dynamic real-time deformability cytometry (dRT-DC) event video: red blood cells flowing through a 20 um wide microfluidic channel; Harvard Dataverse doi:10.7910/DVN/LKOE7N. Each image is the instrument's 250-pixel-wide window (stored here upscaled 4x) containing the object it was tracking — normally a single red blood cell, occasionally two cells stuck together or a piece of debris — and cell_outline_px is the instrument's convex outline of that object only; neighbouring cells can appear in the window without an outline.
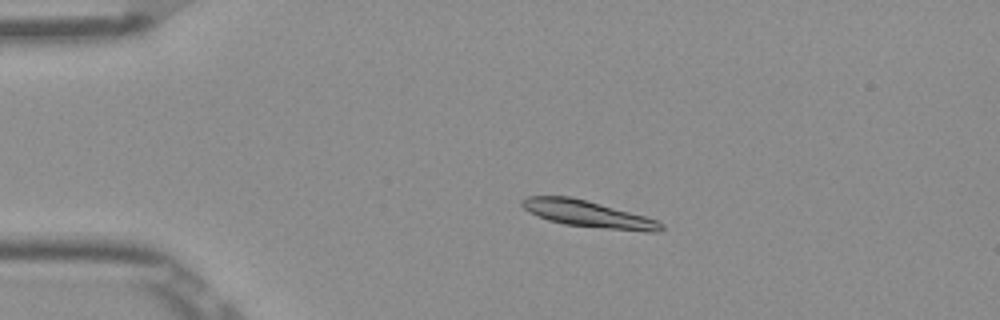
{"species": "Egyptian fruit bat (a non-hibernating species)", "species_latin": "Rousettus aegyptiacus", "temperature_condition": "room temperature", "stored_images_in_passage": 52, "camera_frame_rate_fps": 3000, "um_per_image_px": 0.085, "frame": {"image": 1, "passage_image": 11, "time_ms": 3.333, "image_size_px": [1000, 320], "cell_outline_px": [[664, 228], [660, 232], [648, 232], [564, 224], [548, 220], [536, 216], [528, 212], [520, 204], [520, 200], [524, 196], [568, 196], [584, 200], [644, 216], [656, 220], [664, 224]], "centroid_in_image_um": [49.92, 18.19], "position_along_channel_um": 35.1, "area_um2": 21.27}}
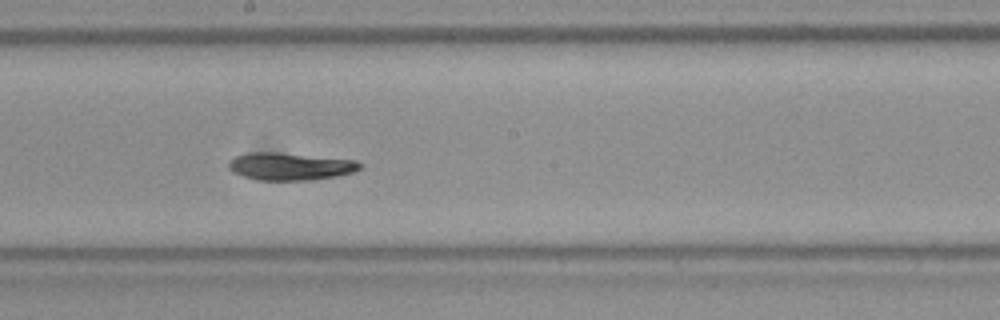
{"frame": {"image": 2, "passage_image": 29, "time_ms": 9.333, "image_size_px": [1000, 320], "cell_outline_px": [[364, 164], [360, 168], [352, 172], [336, 176], [312, 180], [260, 180], [244, 176], [232, 172], [228, 168], [228, 160], [236, 156], [248, 152], [280, 152], [356, 160]], "centroid_in_image_um": [24.65, 14.13], "position_along_channel_um": 223.6, "area_um2": 21.15}}
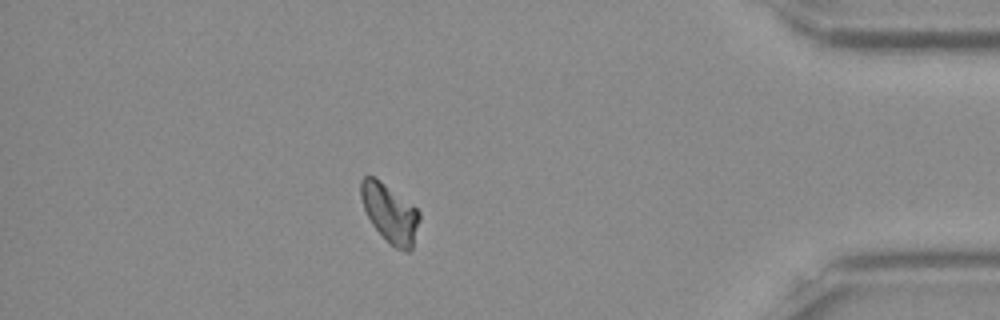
{"frame": {"image": 3, "passage_image": 46, "time_ms": 15.0, "image_size_px": [1000, 320], "cell_outline_px": [[420, 220], [412, 248], [408, 252], [404, 252], [396, 248], [372, 224], [364, 208], [360, 196], [360, 180], [364, 176], [372, 176], [380, 180], [412, 204], [420, 212]], "centroid_in_image_um": [33.15, 18.1], "position_along_channel_um": 402.1, "area_um2": 19.71}, "authors_computed_cell_mechanics": {"area_um2": 20.7502, "velocity_mm_per_s": 3.8648, "shape_relaxation_time_tau1_ms": 2.7184, "shape_relaxation_time_tau2_ms": 2.525, "deformation_change_tau1": 0.1136, "deformation_change_tau2": 0.0431}}